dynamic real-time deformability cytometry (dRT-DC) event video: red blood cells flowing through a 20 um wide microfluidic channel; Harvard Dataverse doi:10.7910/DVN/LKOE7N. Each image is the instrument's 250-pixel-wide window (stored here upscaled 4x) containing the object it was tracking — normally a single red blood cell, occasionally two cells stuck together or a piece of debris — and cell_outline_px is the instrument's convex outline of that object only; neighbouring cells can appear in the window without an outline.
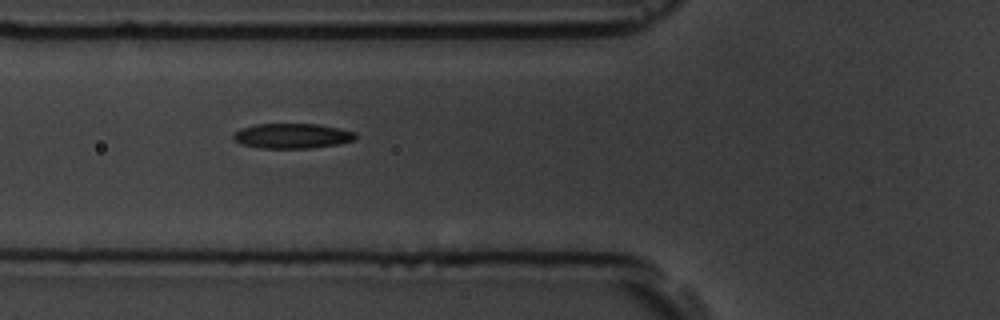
{"species": "common noctule bat (a hibernating species)", "species_latin": "Nyctalus noctula", "temperature_condition": "room temperature", "stored_images_in_passage": 3, "camera_frame_rate_fps": 3000, "um_per_image_px": 0.085, "animal": {"sex": "male", "body_mass_g": 19.5, "forearm_length_mm": 54.6}, "frame": {"image": 1, "passage_image": 2, "time_ms": 1.0, "image_size_px": [1000, 320], "cell_outline_px": [[356, 140], [340, 144], [312, 148], [260, 148], [240, 144], [232, 140], [232, 136], [240, 128], [256, 124], [316, 124], [340, 128], [356, 132]], "centroid_in_image_um": [24.84, 11.56], "position_along_channel_um": 101.0, "area_um2": 18.03}}
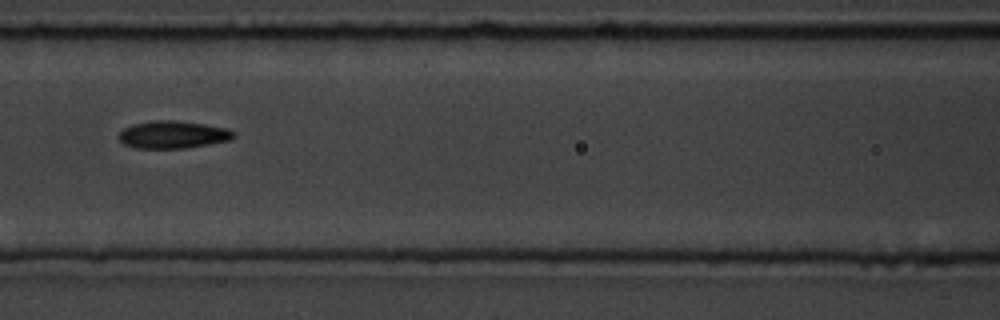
{"frame": {"image": 2, "passage_image": 3, "time_ms": 2.333, "image_size_px": [1000, 320], "cell_outline_px": [[236, 136], [232, 140], [184, 148], [136, 148], [124, 144], [116, 136], [124, 128], [132, 124], [152, 120], [176, 120], [204, 124], [228, 128], [236, 132]], "centroid_in_image_um": [14.71, 11.43], "position_along_channel_um": 151.9, "area_um2": 18.61}}